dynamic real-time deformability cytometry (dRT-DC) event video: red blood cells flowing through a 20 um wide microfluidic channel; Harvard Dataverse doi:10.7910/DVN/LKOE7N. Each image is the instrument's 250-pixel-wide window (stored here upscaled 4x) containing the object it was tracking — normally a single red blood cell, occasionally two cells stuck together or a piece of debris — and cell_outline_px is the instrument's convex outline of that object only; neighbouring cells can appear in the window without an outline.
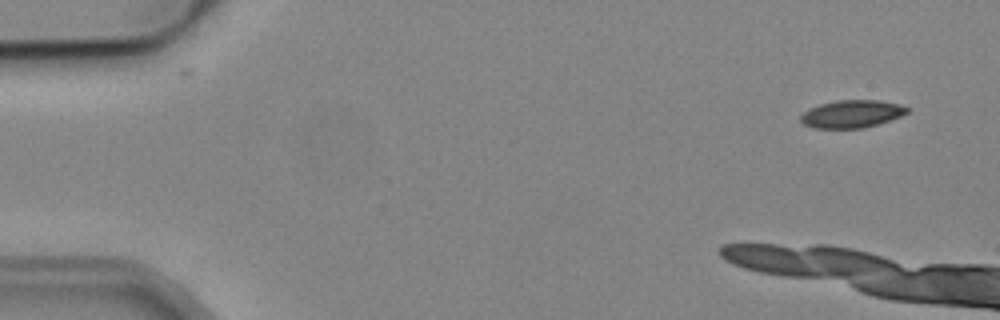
{"species": "common noctule bat (a hibernating species)", "species_latin": "Nyctalus noctula", "temperature_condition": "cold", "stored_images_in_passage": 3, "camera_frame_rate_fps": 3000, "um_per_image_px": 0.085, "animal": {"sex": "male", "body_mass_g": 19.2, "forearm_length_mm": 51.8}, "frame": {"image": 1, "passage_image": 1, "time_ms": 0.0, "image_size_px": [1000, 320], "cell_outline_px": [[908, 112], [900, 116], [864, 128], [816, 128], [804, 124], [800, 120], [800, 116], [804, 112], [820, 104], [836, 100], [880, 100], [900, 104], [908, 108]], "centroid_in_image_um": [72.4, 9.67], "position_along_channel_um": 12.6, "area_um2": 16.94}}